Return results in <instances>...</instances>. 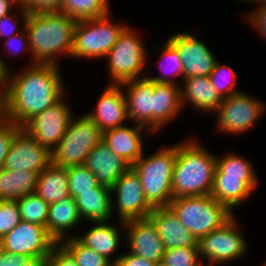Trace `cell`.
Returning a JSON list of instances; mask_svg holds the SVG:
<instances>
[{
  "label": "cell",
  "mask_w": 266,
  "mask_h": 266,
  "mask_svg": "<svg viewBox=\"0 0 266 266\" xmlns=\"http://www.w3.org/2000/svg\"><path fill=\"white\" fill-rule=\"evenodd\" d=\"M116 194L119 221L148 218L153 208L148 204L139 176L130 167L110 188Z\"/></svg>",
  "instance_id": "obj_14"
},
{
  "label": "cell",
  "mask_w": 266,
  "mask_h": 266,
  "mask_svg": "<svg viewBox=\"0 0 266 266\" xmlns=\"http://www.w3.org/2000/svg\"><path fill=\"white\" fill-rule=\"evenodd\" d=\"M128 232L129 252L154 263L163 261L165 247L154 222L148 218L121 222Z\"/></svg>",
  "instance_id": "obj_16"
},
{
  "label": "cell",
  "mask_w": 266,
  "mask_h": 266,
  "mask_svg": "<svg viewBox=\"0 0 266 266\" xmlns=\"http://www.w3.org/2000/svg\"><path fill=\"white\" fill-rule=\"evenodd\" d=\"M102 138L103 131L87 114L77 119L72 117L64 136L51 152L52 163L65 168L84 165Z\"/></svg>",
  "instance_id": "obj_6"
},
{
  "label": "cell",
  "mask_w": 266,
  "mask_h": 266,
  "mask_svg": "<svg viewBox=\"0 0 266 266\" xmlns=\"http://www.w3.org/2000/svg\"><path fill=\"white\" fill-rule=\"evenodd\" d=\"M75 258L78 266H113L105 256L83 245L75 236L68 237L60 242Z\"/></svg>",
  "instance_id": "obj_33"
},
{
  "label": "cell",
  "mask_w": 266,
  "mask_h": 266,
  "mask_svg": "<svg viewBox=\"0 0 266 266\" xmlns=\"http://www.w3.org/2000/svg\"><path fill=\"white\" fill-rule=\"evenodd\" d=\"M209 152L194 139L177 144L173 198L211 194L217 156Z\"/></svg>",
  "instance_id": "obj_3"
},
{
  "label": "cell",
  "mask_w": 266,
  "mask_h": 266,
  "mask_svg": "<svg viewBox=\"0 0 266 266\" xmlns=\"http://www.w3.org/2000/svg\"><path fill=\"white\" fill-rule=\"evenodd\" d=\"M70 196L75 198L80 192L93 191L99 183L95 175L85 166L78 165L67 168Z\"/></svg>",
  "instance_id": "obj_35"
},
{
  "label": "cell",
  "mask_w": 266,
  "mask_h": 266,
  "mask_svg": "<svg viewBox=\"0 0 266 266\" xmlns=\"http://www.w3.org/2000/svg\"><path fill=\"white\" fill-rule=\"evenodd\" d=\"M87 115L103 132L125 126L123 122L128 119V115L122 86L109 84L101 94L96 108Z\"/></svg>",
  "instance_id": "obj_18"
},
{
  "label": "cell",
  "mask_w": 266,
  "mask_h": 266,
  "mask_svg": "<svg viewBox=\"0 0 266 266\" xmlns=\"http://www.w3.org/2000/svg\"><path fill=\"white\" fill-rule=\"evenodd\" d=\"M180 86L181 104L183 107L188 102L202 112H216L222 98L213 88L209 77L192 76L183 79Z\"/></svg>",
  "instance_id": "obj_23"
},
{
  "label": "cell",
  "mask_w": 266,
  "mask_h": 266,
  "mask_svg": "<svg viewBox=\"0 0 266 266\" xmlns=\"http://www.w3.org/2000/svg\"><path fill=\"white\" fill-rule=\"evenodd\" d=\"M142 157L131 166L141 180L148 204L154 208L168 207L173 199L172 176L177 156V144Z\"/></svg>",
  "instance_id": "obj_4"
},
{
  "label": "cell",
  "mask_w": 266,
  "mask_h": 266,
  "mask_svg": "<svg viewBox=\"0 0 266 266\" xmlns=\"http://www.w3.org/2000/svg\"><path fill=\"white\" fill-rule=\"evenodd\" d=\"M109 7L108 0H62L59 12L80 21L106 16Z\"/></svg>",
  "instance_id": "obj_30"
},
{
  "label": "cell",
  "mask_w": 266,
  "mask_h": 266,
  "mask_svg": "<svg viewBox=\"0 0 266 266\" xmlns=\"http://www.w3.org/2000/svg\"><path fill=\"white\" fill-rule=\"evenodd\" d=\"M67 168L52 162L39 174L35 193L48 204L70 196Z\"/></svg>",
  "instance_id": "obj_28"
},
{
  "label": "cell",
  "mask_w": 266,
  "mask_h": 266,
  "mask_svg": "<svg viewBox=\"0 0 266 266\" xmlns=\"http://www.w3.org/2000/svg\"><path fill=\"white\" fill-rule=\"evenodd\" d=\"M266 107L260 100L239 92L222 98L218 114L217 128L219 131L239 134L252 128L261 117Z\"/></svg>",
  "instance_id": "obj_11"
},
{
  "label": "cell",
  "mask_w": 266,
  "mask_h": 266,
  "mask_svg": "<svg viewBox=\"0 0 266 266\" xmlns=\"http://www.w3.org/2000/svg\"><path fill=\"white\" fill-rule=\"evenodd\" d=\"M168 207L197 240L222 227L234 216L225 204L210 194L173 198Z\"/></svg>",
  "instance_id": "obj_5"
},
{
  "label": "cell",
  "mask_w": 266,
  "mask_h": 266,
  "mask_svg": "<svg viewBox=\"0 0 266 266\" xmlns=\"http://www.w3.org/2000/svg\"><path fill=\"white\" fill-rule=\"evenodd\" d=\"M21 221L16 201H0V239Z\"/></svg>",
  "instance_id": "obj_38"
},
{
  "label": "cell",
  "mask_w": 266,
  "mask_h": 266,
  "mask_svg": "<svg viewBox=\"0 0 266 266\" xmlns=\"http://www.w3.org/2000/svg\"><path fill=\"white\" fill-rule=\"evenodd\" d=\"M237 221L233 216L222 227L211 231L197 242L199 257L207 259V265H221L245 254L247 241L238 231Z\"/></svg>",
  "instance_id": "obj_9"
},
{
  "label": "cell",
  "mask_w": 266,
  "mask_h": 266,
  "mask_svg": "<svg viewBox=\"0 0 266 266\" xmlns=\"http://www.w3.org/2000/svg\"><path fill=\"white\" fill-rule=\"evenodd\" d=\"M56 243L46 227L21 220L0 239V249L29 255L40 265Z\"/></svg>",
  "instance_id": "obj_10"
},
{
  "label": "cell",
  "mask_w": 266,
  "mask_h": 266,
  "mask_svg": "<svg viewBox=\"0 0 266 266\" xmlns=\"http://www.w3.org/2000/svg\"><path fill=\"white\" fill-rule=\"evenodd\" d=\"M39 173L29 170L0 169V201H17L35 193Z\"/></svg>",
  "instance_id": "obj_27"
},
{
  "label": "cell",
  "mask_w": 266,
  "mask_h": 266,
  "mask_svg": "<svg viewBox=\"0 0 266 266\" xmlns=\"http://www.w3.org/2000/svg\"><path fill=\"white\" fill-rule=\"evenodd\" d=\"M179 53L183 65V78L209 77L217 60L208 46L193 34L181 32L167 40Z\"/></svg>",
  "instance_id": "obj_15"
},
{
  "label": "cell",
  "mask_w": 266,
  "mask_h": 266,
  "mask_svg": "<svg viewBox=\"0 0 266 266\" xmlns=\"http://www.w3.org/2000/svg\"><path fill=\"white\" fill-rule=\"evenodd\" d=\"M237 1H239V2H240V1H241V2L244 1V3L247 2V1H248V2H255V4H256V2H258V4H259L260 2H262V1H264V0H237Z\"/></svg>",
  "instance_id": "obj_50"
},
{
  "label": "cell",
  "mask_w": 266,
  "mask_h": 266,
  "mask_svg": "<svg viewBox=\"0 0 266 266\" xmlns=\"http://www.w3.org/2000/svg\"><path fill=\"white\" fill-rule=\"evenodd\" d=\"M19 4V0H0V19L10 14V9Z\"/></svg>",
  "instance_id": "obj_47"
},
{
  "label": "cell",
  "mask_w": 266,
  "mask_h": 266,
  "mask_svg": "<svg viewBox=\"0 0 266 266\" xmlns=\"http://www.w3.org/2000/svg\"><path fill=\"white\" fill-rule=\"evenodd\" d=\"M216 167L225 175L242 177V180L254 191L259 181L256 178L255 170L251 161L244 157L229 153L224 157H216Z\"/></svg>",
  "instance_id": "obj_31"
},
{
  "label": "cell",
  "mask_w": 266,
  "mask_h": 266,
  "mask_svg": "<svg viewBox=\"0 0 266 266\" xmlns=\"http://www.w3.org/2000/svg\"><path fill=\"white\" fill-rule=\"evenodd\" d=\"M26 36H27L26 31H25V33H24V31H22V32L20 31V33L12 35L8 39H6V43H5L6 47H9L8 49H10V50L12 48V52L10 55H13L14 53L18 54V53H20V51H23L24 49H30L28 37H26ZM13 44H15V46ZM23 46L28 47V48H25V47L23 48Z\"/></svg>",
  "instance_id": "obj_46"
},
{
  "label": "cell",
  "mask_w": 266,
  "mask_h": 266,
  "mask_svg": "<svg viewBox=\"0 0 266 266\" xmlns=\"http://www.w3.org/2000/svg\"><path fill=\"white\" fill-rule=\"evenodd\" d=\"M81 222L75 199L72 196L57 203L49 204V213L46 229L49 235L57 242L68 238L66 231L74 228Z\"/></svg>",
  "instance_id": "obj_24"
},
{
  "label": "cell",
  "mask_w": 266,
  "mask_h": 266,
  "mask_svg": "<svg viewBox=\"0 0 266 266\" xmlns=\"http://www.w3.org/2000/svg\"><path fill=\"white\" fill-rule=\"evenodd\" d=\"M124 92L128 118L154 131V82L146 77L120 84Z\"/></svg>",
  "instance_id": "obj_17"
},
{
  "label": "cell",
  "mask_w": 266,
  "mask_h": 266,
  "mask_svg": "<svg viewBox=\"0 0 266 266\" xmlns=\"http://www.w3.org/2000/svg\"><path fill=\"white\" fill-rule=\"evenodd\" d=\"M62 0H19L18 8L28 13L60 11Z\"/></svg>",
  "instance_id": "obj_41"
},
{
  "label": "cell",
  "mask_w": 266,
  "mask_h": 266,
  "mask_svg": "<svg viewBox=\"0 0 266 266\" xmlns=\"http://www.w3.org/2000/svg\"><path fill=\"white\" fill-rule=\"evenodd\" d=\"M106 16L77 21L74 29L73 50L75 58H105L117 42L126 25L114 24Z\"/></svg>",
  "instance_id": "obj_7"
},
{
  "label": "cell",
  "mask_w": 266,
  "mask_h": 266,
  "mask_svg": "<svg viewBox=\"0 0 266 266\" xmlns=\"http://www.w3.org/2000/svg\"><path fill=\"white\" fill-rule=\"evenodd\" d=\"M17 20H19L18 16L16 17L13 14H9L0 19V38L5 37L6 40L12 35L20 33L19 31L21 30V28H18ZM17 28L19 30H17Z\"/></svg>",
  "instance_id": "obj_45"
},
{
  "label": "cell",
  "mask_w": 266,
  "mask_h": 266,
  "mask_svg": "<svg viewBox=\"0 0 266 266\" xmlns=\"http://www.w3.org/2000/svg\"><path fill=\"white\" fill-rule=\"evenodd\" d=\"M70 106L61 98L58 102L32 117L22 128L38 143L52 152L59 144L72 118Z\"/></svg>",
  "instance_id": "obj_12"
},
{
  "label": "cell",
  "mask_w": 266,
  "mask_h": 266,
  "mask_svg": "<svg viewBox=\"0 0 266 266\" xmlns=\"http://www.w3.org/2000/svg\"><path fill=\"white\" fill-rule=\"evenodd\" d=\"M149 218L156 225L165 249L198 246V240L185 228L169 207L154 208Z\"/></svg>",
  "instance_id": "obj_21"
},
{
  "label": "cell",
  "mask_w": 266,
  "mask_h": 266,
  "mask_svg": "<svg viewBox=\"0 0 266 266\" xmlns=\"http://www.w3.org/2000/svg\"><path fill=\"white\" fill-rule=\"evenodd\" d=\"M20 10L29 41L31 65H58L57 55L71 56L77 21L59 11L28 13Z\"/></svg>",
  "instance_id": "obj_2"
},
{
  "label": "cell",
  "mask_w": 266,
  "mask_h": 266,
  "mask_svg": "<svg viewBox=\"0 0 266 266\" xmlns=\"http://www.w3.org/2000/svg\"><path fill=\"white\" fill-rule=\"evenodd\" d=\"M253 190L242 177L225 176L217 167L214 172L211 196L231 211L252 195Z\"/></svg>",
  "instance_id": "obj_26"
},
{
  "label": "cell",
  "mask_w": 266,
  "mask_h": 266,
  "mask_svg": "<svg viewBox=\"0 0 266 266\" xmlns=\"http://www.w3.org/2000/svg\"><path fill=\"white\" fill-rule=\"evenodd\" d=\"M7 66H8V64H6L3 61L2 57H0V79H1V76L3 74H5L6 72L10 71V69H8L9 67H7Z\"/></svg>",
  "instance_id": "obj_49"
},
{
  "label": "cell",
  "mask_w": 266,
  "mask_h": 266,
  "mask_svg": "<svg viewBox=\"0 0 266 266\" xmlns=\"http://www.w3.org/2000/svg\"><path fill=\"white\" fill-rule=\"evenodd\" d=\"M155 266H169V265L166 264V263L163 262V261H160V262L156 263Z\"/></svg>",
  "instance_id": "obj_52"
},
{
  "label": "cell",
  "mask_w": 266,
  "mask_h": 266,
  "mask_svg": "<svg viewBox=\"0 0 266 266\" xmlns=\"http://www.w3.org/2000/svg\"><path fill=\"white\" fill-rule=\"evenodd\" d=\"M2 258L5 266H39L29 255L15 254L2 250Z\"/></svg>",
  "instance_id": "obj_44"
},
{
  "label": "cell",
  "mask_w": 266,
  "mask_h": 266,
  "mask_svg": "<svg viewBox=\"0 0 266 266\" xmlns=\"http://www.w3.org/2000/svg\"><path fill=\"white\" fill-rule=\"evenodd\" d=\"M198 246L166 249L163 262L169 266H204L199 259Z\"/></svg>",
  "instance_id": "obj_37"
},
{
  "label": "cell",
  "mask_w": 266,
  "mask_h": 266,
  "mask_svg": "<svg viewBox=\"0 0 266 266\" xmlns=\"http://www.w3.org/2000/svg\"><path fill=\"white\" fill-rule=\"evenodd\" d=\"M114 266H155L156 263L131 252L121 254L112 260Z\"/></svg>",
  "instance_id": "obj_43"
},
{
  "label": "cell",
  "mask_w": 266,
  "mask_h": 266,
  "mask_svg": "<svg viewBox=\"0 0 266 266\" xmlns=\"http://www.w3.org/2000/svg\"><path fill=\"white\" fill-rule=\"evenodd\" d=\"M58 66L35 63L15 76L10 77V71L3 74V116L23 127L63 98L65 89Z\"/></svg>",
  "instance_id": "obj_1"
},
{
  "label": "cell",
  "mask_w": 266,
  "mask_h": 266,
  "mask_svg": "<svg viewBox=\"0 0 266 266\" xmlns=\"http://www.w3.org/2000/svg\"><path fill=\"white\" fill-rule=\"evenodd\" d=\"M39 266H78L72 254L61 244L56 243L49 256Z\"/></svg>",
  "instance_id": "obj_40"
},
{
  "label": "cell",
  "mask_w": 266,
  "mask_h": 266,
  "mask_svg": "<svg viewBox=\"0 0 266 266\" xmlns=\"http://www.w3.org/2000/svg\"><path fill=\"white\" fill-rule=\"evenodd\" d=\"M20 127L4 116L0 119V169L4 168V162L8 153L12 136Z\"/></svg>",
  "instance_id": "obj_39"
},
{
  "label": "cell",
  "mask_w": 266,
  "mask_h": 266,
  "mask_svg": "<svg viewBox=\"0 0 266 266\" xmlns=\"http://www.w3.org/2000/svg\"><path fill=\"white\" fill-rule=\"evenodd\" d=\"M84 165L95 175L97 182L111 188L131 166L104 143L100 142L89 153Z\"/></svg>",
  "instance_id": "obj_19"
},
{
  "label": "cell",
  "mask_w": 266,
  "mask_h": 266,
  "mask_svg": "<svg viewBox=\"0 0 266 266\" xmlns=\"http://www.w3.org/2000/svg\"><path fill=\"white\" fill-rule=\"evenodd\" d=\"M136 35L131 28L126 27L107 54L108 70L113 81L110 84L120 85L146 76L145 71L142 74L143 77H138L145 68L147 51Z\"/></svg>",
  "instance_id": "obj_8"
},
{
  "label": "cell",
  "mask_w": 266,
  "mask_h": 266,
  "mask_svg": "<svg viewBox=\"0 0 266 266\" xmlns=\"http://www.w3.org/2000/svg\"><path fill=\"white\" fill-rule=\"evenodd\" d=\"M161 56H160V61H166V63L163 65L162 62H159V68L160 70L162 69V71H164V73H167L166 75H170L172 77H176V76H183V65L181 62V58L180 55L178 53V51L168 42L166 41V44L163 45V48H161ZM162 63V64H161ZM168 65V66H166ZM164 66V67H163ZM166 69L167 70L166 72ZM169 71V72H168ZM168 75V76H169ZM161 76V77H160ZM160 76H154V77H147V75L145 76L147 79L156 82V83H163V84H173V85H178L175 83V80L172 79V77H166L164 76V74L160 75Z\"/></svg>",
  "instance_id": "obj_34"
},
{
  "label": "cell",
  "mask_w": 266,
  "mask_h": 266,
  "mask_svg": "<svg viewBox=\"0 0 266 266\" xmlns=\"http://www.w3.org/2000/svg\"><path fill=\"white\" fill-rule=\"evenodd\" d=\"M3 117V83L0 79V119Z\"/></svg>",
  "instance_id": "obj_48"
},
{
  "label": "cell",
  "mask_w": 266,
  "mask_h": 266,
  "mask_svg": "<svg viewBox=\"0 0 266 266\" xmlns=\"http://www.w3.org/2000/svg\"><path fill=\"white\" fill-rule=\"evenodd\" d=\"M52 162L51 152L20 127L12 136L4 168L41 173Z\"/></svg>",
  "instance_id": "obj_13"
},
{
  "label": "cell",
  "mask_w": 266,
  "mask_h": 266,
  "mask_svg": "<svg viewBox=\"0 0 266 266\" xmlns=\"http://www.w3.org/2000/svg\"><path fill=\"white\" fill-rule=\"evenodd\" d=\"M0 266H5V261L2 258V249H0Z\"/></svg>",
  "instance_id": "obj_51"
},
{
  "label": "cell",
  "mask_w": 266,
  "mask_h": 266,
  "mask_svg": "<svg viewBox=\"0 0 266 266\" xmlns=\"http://www.w3.org/2000/svg\"><path fill=\"white\" fill-rule=\"evenodd\" d=\"M107 222H93V226L84 236H75L83 245L105 256L111 262L112 254L120 243V233L116 225Z\"/></svg>",
  "instance_id": "obj_29"
},
{
  "label": "cell",
  "mask_w": 266,
  "mask_h": 266,
  "mask_svg": "<svg viewBox=\"0 0 266 266\" xmlns=\"http://www.w3.org/2000/svg\"><path fill=\"white\" fill-rule=\"evenodd\" d=\"M147 129L140 124L134 127L122 126L109 129L103 132L102 142L111 151L115 152L130 166L134 165L144 154L142 130Z\"/></svg>",
  "instance_id": "obj_20"
},
{
  "label": "cell",
  "mask_w": 266,
  "mask_h": 266,
  "mask_svg": "<svg viewBox=\"0 0 266 266\" xmlns=\"http://www.w3.org/2000/svg\"><path fill=\"white\" fill-rule=\"evenodd\" d=\"M182 108L179 85L154 82V131L176 118Z\"/></svg>",
  "instance_id": "obj_25"
},
{
  "label": "cell",
  "mask_w": 266,
  "mask_h": 266,
  "mask_svg": "<svg viewBox=\"0 0 266 266\" xmlns=\"http://www.w3.org/2000/svg\"><path fill=\"white\" fill-rule=\"evenodd\" d=\"M220 64L221 63L216 62L215 67L209 76L212 86L218 95L221 98H227L233 94L241 92L234 88L236 83L235 71L230 66Z\"/></svg>",
  "instance_id": "obj_36"
},
{
  "label": "cell",
  "mask_w": 266,
  "mask_h": 266,
  "mask_svg": "<svg viewBox=\"0 0 266 266\" xmlns=\"http://www.w3.org/2000/svg\"><path fill=\"white\" fill-rule=\"evenodd\" d=\"M260 5V6H259ZM256 10L247 15L246 20L252 24L254 29L259 31L262 37L266 39V0L260 2Z\"/></svg>",
  "instance_id": "obj_42"
},
{
  "label": "cell",
  "mask_w": 266,
  "mask_h": 266,
  "mask_svg": "<svg viewBox=\"0 0 266 266\" xmlns=\"http://www.w3.org/2000/svg\"><path fill=\"white\" fill-rule=\"evenodd\" d=\"M21 220L47 226L49 204L36 193L25 195L16 201Z\"/></svg>",
  "instance_id": "obj_32"
},
{
  "label": "cell",
  "mask_w": 266,
  "mask_h": 266,
  "mask_svg": "<svg viewBox=\"0 0 266 266\" xmlns=\"http://www.w3.org/2000/svg\"><path fill=\"white\" fill-rule=\"evenodd\" d=\"M74 199L81 219L106 222L113 216L111 189L104 185L99 184L93 191L80 192Z\"/></svg>",
  "instance_id": "obj_22"
}]
</instances>
